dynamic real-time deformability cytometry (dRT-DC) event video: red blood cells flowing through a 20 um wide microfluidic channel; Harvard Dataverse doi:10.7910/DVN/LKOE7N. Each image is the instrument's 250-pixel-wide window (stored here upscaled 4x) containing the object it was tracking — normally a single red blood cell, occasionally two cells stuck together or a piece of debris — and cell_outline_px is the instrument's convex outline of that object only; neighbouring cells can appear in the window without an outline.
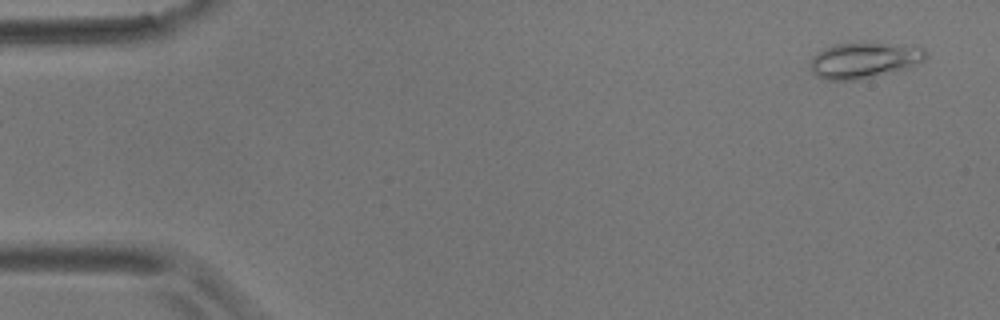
{"species": "common noctule bat (a hibernating species)", "species_latin": "Nyctalus noctula", "temperature_condition": "room temperature", "stored_images_in_passage": 2, "camera_frame_rate_fps": 3000, "um_per_image_px": 0.085, "animal": {"sex": "male", "body_mass_g": 17.9}, "frame": {"image": 1, "passage_image": 2, "time_ms": 2.0, "image_size_px": [1000, 320], "cell_outline_px": [[928, 56], [920, 64], [908, 68], [856, 80], [824, 80], [816, 76], [812, 72], [808, 64], [812, 56], [824, 48], [832, 44], [872, 40], [876, 40], [904, 44], [924, 48], [928, 52]], "centroid_in_image_um": [73.47, 5.07], "position_along_channel_um": 11.5, "area_um2": 25.32}}